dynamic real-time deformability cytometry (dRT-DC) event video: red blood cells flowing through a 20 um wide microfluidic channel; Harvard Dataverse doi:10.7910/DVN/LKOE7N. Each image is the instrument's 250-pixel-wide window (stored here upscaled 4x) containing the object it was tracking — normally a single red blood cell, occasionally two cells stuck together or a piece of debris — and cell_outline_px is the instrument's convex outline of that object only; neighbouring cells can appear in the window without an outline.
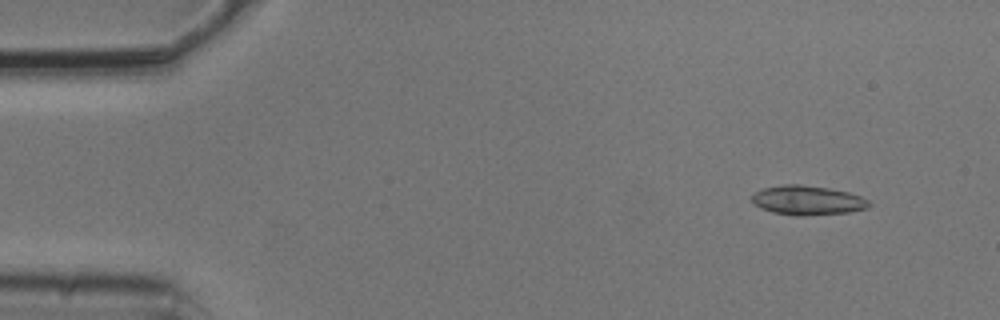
{"species": "common noctule bat (a hibernating species)", "species_latin": "Nyctalus noctula", "temperature_condition": "cold", "stored_images_in_passage": 5, "camera_frame_rate_fps": 3000, "um_per_image_px": 0.085, "animal": {"sex": "male", "body_mass_g": 20.5, "forearm_length_mm": 52.5}, "frame": {"image": 1, "passage_image": 2, "time_ms": 0.333, "image_size_px": [1000, 320], "cell_outline_px": [[872, 204], [868, 208], [848, 212], [800, 216], [796, 216], [772, 212], [760, 208], [752, 204], [752, 196], [756, 192], [764, 188], [784, 184], [800, 184], [828, 188], [848, 192], [860, 196], [868, 200]], "centroid_in_image_um": [68.63, 17.03], "position_along_channel_um": 16.4, "area_um2": 20.06}}
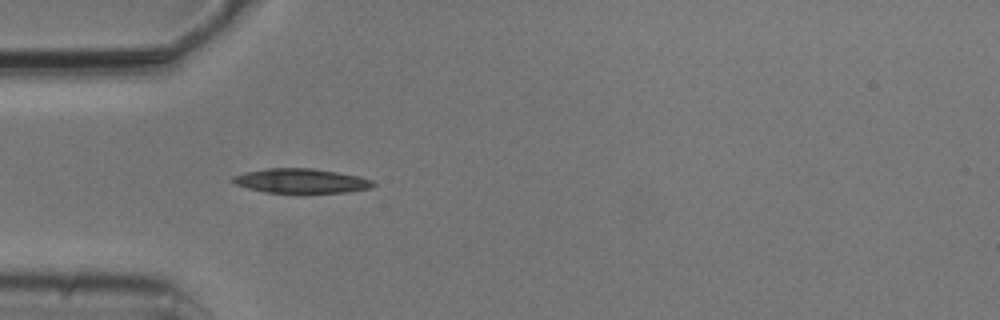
{"frame": {"image": 2, "passage_image": 5, "time_ms": 1.333, "image_size_px": [1000, 320], "cell_outline_px": [[376, 184], [372, 188], [348, 192], [300, 196], [264, 192], [248, 188], [236, 184], [232, 180], [232, 176], [244, 172], [268, 168], [312, 168], [360, 176], [372, 180]], "centroid_in_image_um": [25.62, 15.43], "position_along_channel_um": 59.4, "area_um2": 21.1}}